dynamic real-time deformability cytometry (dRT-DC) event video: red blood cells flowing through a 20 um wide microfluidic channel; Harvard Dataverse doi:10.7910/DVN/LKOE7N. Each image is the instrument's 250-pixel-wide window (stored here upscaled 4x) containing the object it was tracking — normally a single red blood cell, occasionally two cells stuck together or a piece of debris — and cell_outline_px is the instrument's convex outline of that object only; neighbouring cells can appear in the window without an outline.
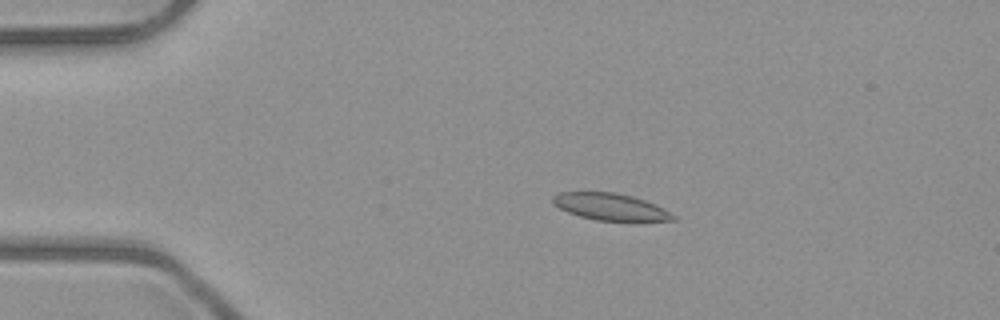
{"species": "common noctule bat (a hibernating species)", "species_latin": "Nyctalus noctula", "temperature_condition": "room temperature", "stored_images_in_passage": 7, "camera_frame_rate_fps": 3000, "um_per_image_px": 0.085, "animal": {"sex": "male", "body_mass_g": 23.1, "forearm_length_mm": 52.7}, "frame": {"image": 1, "passage_image": 3, "time_ms": 3.333, "image_size_px": [1000, 320], "cell_outline_px": [[676, 220], [596, 220], [580, 216], [568, 212], [552, 204], [552, 196], [560, 192], [612, 192], [632, 196], [656, 204], [676, 216]], "centroid_in_image_um": [51.85, 17.56], "position_along_channel_um": 33.2, "area_um2": 18.55}}
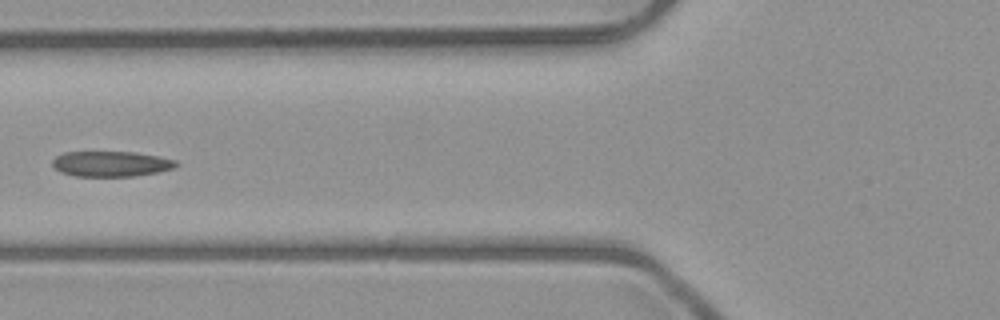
{"frame": {"image": 2, "passage_image": 6, "time_ms": 6.667, "image_size_px": [1000, 320], "cell_outline_px": [[180, 164], [176, 168], [136, 176], [76, 176], [60, 172], [52, 164], [52, 160], [56, 156], [64, 152], [136, 152], [160, 156], [176, 160]], "centroid_in_image_um": [9.48, 13.92], "position_along_channel_um": 116.3, "area_um2": 18.44}}
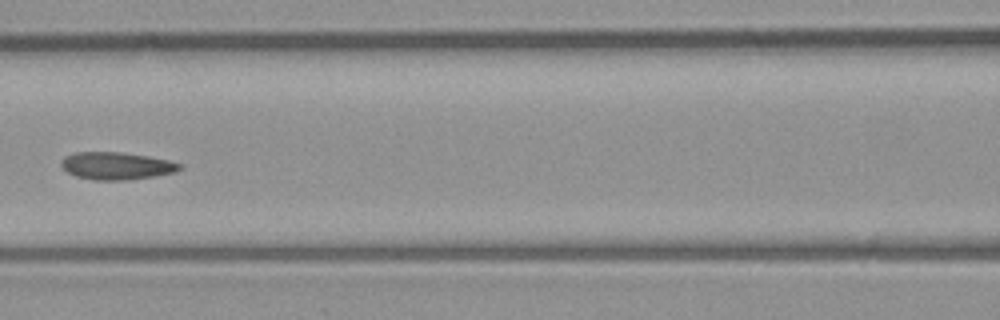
{"frame": {"image": 3, "passage_image": 7, "time_ms": 7.667, "image_size_px": [1000, 320], "cell_outline_px": [[184, 168], [176, 172], [128, 180], [96, 180], [76, 176], [68, 172], [60, 164], [60, 160], [64, 156], [76, 152], [120, 152], [148, 156], [168, 160], [184, 164]], "centroid_in_image_um": [9.93, 14.09], "position_along_channel_um": 156.7, "area_um2": 19.02}}